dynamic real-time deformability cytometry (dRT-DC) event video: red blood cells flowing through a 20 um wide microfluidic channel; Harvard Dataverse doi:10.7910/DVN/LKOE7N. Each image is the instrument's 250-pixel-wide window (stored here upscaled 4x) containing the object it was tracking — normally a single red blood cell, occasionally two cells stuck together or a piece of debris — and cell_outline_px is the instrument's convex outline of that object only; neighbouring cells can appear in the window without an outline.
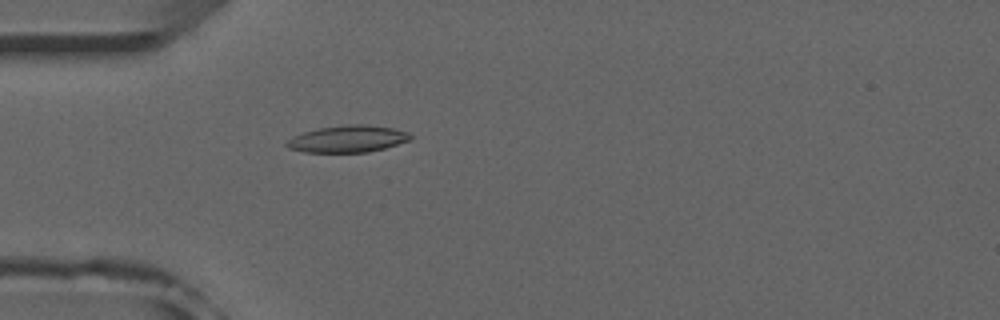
{"species": "common noctule bat (a hibernating species)", "species_latin": "Nyctalus noctula", "temperature_condition": "room temperature", "stored_images_in_passage": 52, "camera_frame_rate_fps": 3000, "um_per_image_px": 0.085, "animal": {"sex": "male", "forearm_length_mm": 52.5}, "frame": {"image": 1, "passage_image": 15, "time_ms": 4.667, "image_size_px": [1000, 320], "cell_outline_px": [[412, 140], [384, 148], [368, 152], [304, 152], [288, 148], [284, 144], [292, 136], [304, 132], [320, 128], [348, 124], [364, 124], [396, 128], [408, 132], [412, 136]], "centroid_in_image_um": [29.58, 11.8], "position_along_channel_um": 55.4, "area_um2": 19.48}}
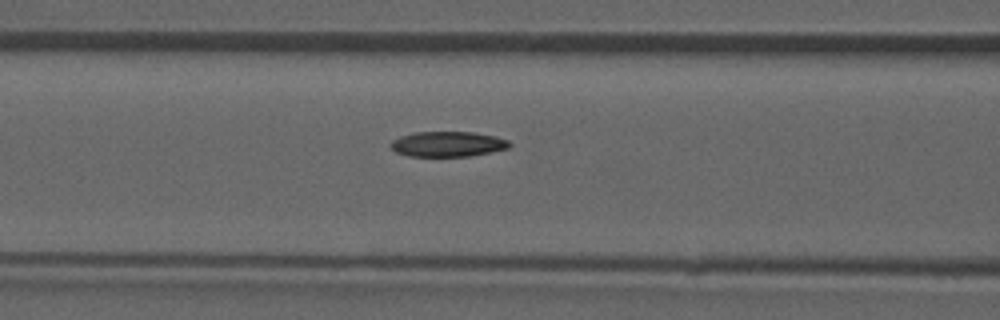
{"frame": {"image": 2, "passage_image": 21, "time_ms": 6.667, "image_size_px": [1000, 320], "cell_outline_px": [[512, 144], [508, 148], [468, 156], [408, 156], [396, 152], [388, 144], [392, 140], [400, 136], [416, 132], [472, 132], [496, 136], [508, 140]], "centroid_in_image_um": [38.03, 12.24], "position_along_channel_um": 128.6, "area_um2": 17.4}}
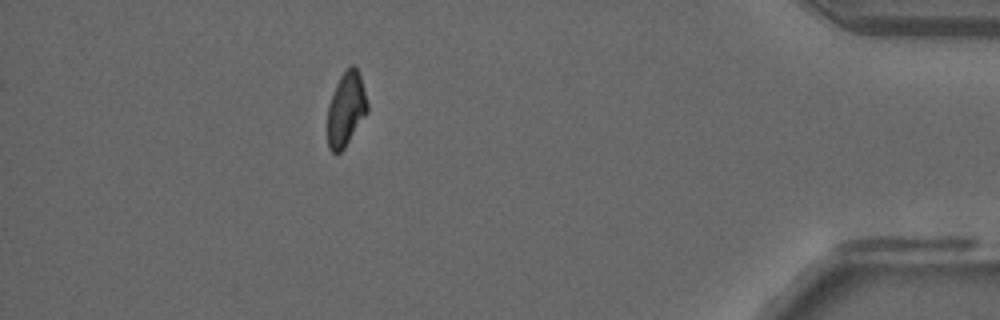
{"frame": {"image": 3, "passage_image": 46, "time_ms": 15.0, "image_size_px": [1000, 320], "cell_outline_px": [[368, 112], [344, 148], [340, 152], [332, 152], [328, 148], [328, 104], [336, 84], [340, 76], [352, 64], [356, 68], [360, 76], [368, 104]], "centroid_in_image_um": [29.41, 9.29], "position_along_channel_um": 405.8, "area_um2": 16.99}, "authors_computed_cell_mechanics": {"area_um2": 18.1203, "velocity_mm_per_s": 3.9459, "shape_relaxation_time_tau1_ms": 7.5525, "shape_relaxation_time_tau2_ms": 4.1837, "deformation_change_tau1": 0.1783, "deformation_change_tau2": 0.0983}}